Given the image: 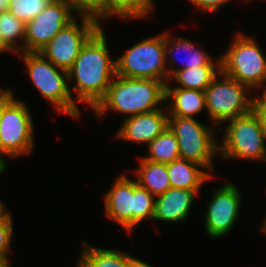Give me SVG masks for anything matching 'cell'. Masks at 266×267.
<instances>
[{
  "label": "cell",
  "mask_w": 266,
  "mask_h": 267,
  "mask_svg": "<svg viewBox=\"0 0 266 267\" xmlns=\"http://www.w3.org/2000/svg\"><path fill=\"white\" fill-rule=\"evenodd\" d=\"M104 27H100L83 45L68 70L69 87L77 93V101L94 109L105 97L116 74V60L110 57Z\"/></svg>",
  "instance_id": "6da1fadb"
},
{
  "label": "cell",
  "mask_w": 266,
  "mask_h": 267,
  "mask_svg": "<svg viewBox=\"0 0 266 267\" xmlns=\"http://www.w3.org/2000/svg\"><path fill=\"white\" fill-rule=\"evenodd\" d=\"M165 83L154 79L131 78L116 75L105 97L93 109L97 118L110 109L126 114V118L149 113L165 102Z\"/></svg>",
  "instance_id": "7a4b0ae2"
},
{
  "label": "cell",
  "mask_w": 266,
  "mask_h": 267,
  "mask_svg": "<svg viewBox=\"0 0 266 267\" xmlns=\"http://www.w3.org/2000/svg\"><path fill=\"white\" fill-rule=\"evenodd\" d=\"M104 199L106 216L128 233L141 221L153 220L155 196L125 174L116 178Z\"/></svg>",
  "instance_id": "3957f363"
},
{
  "label": "cell",
  "mask_w": 266,
  "mask_h": 267,
  "mask_svg": "<svg viewBox=\"0 0 266 267\" xmlns=\"http://www.w3.org/2000/svg\"><path fill=\"white\" fill-rule=\"evenodd\" d=\"M13 93L10 88H1L0 161L5 166L7 163L3 155L17 158L30 154L34 146V121L29 108L15 99Z\"/></svg>",
  "instance_id": "277c9868"
},
{
  "label": "cell",
  "mask_w": 266,
  "mask_h": 267,
  "mask_svg": "<svg viewBox=\"0 0 266 267\" xmlns=\"http://www.w3.org/2000/svg\"><path fill=\"white\" fill-rule=\"evenodd\" d=\"M29 78L37 87L43 98L55 106V110L69 115L71 118L80 117L77 101L69 89L68 71L56 67L40 52H21Z\"/></svg>",
  "instance_id": "5b68a950"
},
{
  "label": "cell",
  "mask_w": 266,
  "mask_h": 267,
  "mask_svg": "<svg viewBox=\"0 0 266 267\" xmlns=\"http://www.w3.org/2000/svg\"><path fill=\"white\" fill-rule=\"evenodd\" d=\"M237 34L229 49L221 56V72L252 88V91L254 88H263L266 83L264 50L251 36L240 32Z\"/></svg>",
  "instance_id": "8992f818"
},
{
  "label": "cell",
  "mask_w": 266,
  "mask_h": 267,
  "mask_svg": "<svg viewBox=\"0 0 266 267\" xmlns=\"http://www.w3.org/2000/svg\"><path fill=\"white\" fill-rule=\"evenodd\" d=\"M228 121L219 143L221 158L266 161V137L256 113L251 110Z\"/></svg>",
  "instance_id": "52a82bcc"
},
{
  "label": "cell",
  "mask_w": 266,
  "mask_h": 267,
  "mask_svg": "<svg viewBox=\"0 0 266 267\" xmlns=\"http://www.w3.org/2000/svg\"><path fill=\"white\" fill-rule=\"evenodd\" d=\"M168 127L178 140L180 159L195 162L211 174L213 157L219 152L215 127L204 125L195 117L178 116H168Z\"/></svg>",
  "instance_id": "ba28073f"
},
{
  "label": "cell",
  "mask_w": 266,
  "mask_h": 267,
  "mask_svg": "<svg viewBox=\"0 0 266 267\" xmlns=\"http://www.w3.org/2000/svg\"><path fill=\"white\" fill-rule=\"evenodd\" d=\"M116 74L123 77L154 79L167 84L165 32L145 38L128 48L116 59Z\"/></svg>",
  "instance_id": "9c48e42d"
},
{
  "label": "cell",
  "mask_w": 266,
  "mask_h": 267,
  "mask_svg": "<svg viewBox=\"0 0 266 267\" xmlns=\"http://www.w3.org/2000/svg\"><path fill=\"white\" fill-rule=\"evenodd\" d=\"M247 89L250 90L220 72L204 91L206 112L211 123L221 125L230 119L248 114L252 110L255 96L247 95Z\"/></svg>",
  "instance_id": "30bf717a"
},
{
  "label": "cell",
  "mask_w": 266,
  "mask_h": 267,
  "mask_svg": "<svg viewBox=\"0 0 266 267\" xmlns=\"http://www.w3.org/2000/svg\"><path fill=\"white\" fill-rule=\"evenodd\" d=\"M77 16L82 19L80 25L74 19L39 51L56 67L66 71L72 67L83 45L101 27V23L92 15Z\"/></svg>",
  "instance_id": "8fae6325"
},
{
  "label": "cell",
  "mask_w": 266,
  "mask_h": 267,
  "mask_svg": "<svg viewBox=\"0 0 266 267\" xmlns=\"http://www.w3.org/2000/svg\"><path fill=\"white\" fill-rule=\"evenodd\" d=\"M75 13L64 0H52L35 18L25 24L24 52H39L75 19Z\"/></svg>",
  "instance_id": "7c38bea8"
},
{
  "label": "cell",
  "mask_w": 266,
  "mask_h": 267,
  "mask_svg": "<svg viewBox=\"0 0 266 267\" xmlns=\"http://www.w3.org/2000/svg\"><path fill=\"white\" fill-rule=\"evenodd\" d=\"M205 215V229L211 238H222L238 220L241 194L235 184L225 182L214 189Z\"/></svg>",
  "instance_id": "4fadbf2b"
},
{
  "label": "cell",
  "mask_w": 266,
  "mask_h": 267,
  "mask_svg": "<svg viewBox=\"0 0 266 267\" xmlns=\"http://www.w3.org/2000/svg\"><path fill=\"white\" fill-rule=\"evenodd\" d=\"M167 109L127 117L115 137L138 144H148L168 126Z\"/></svg>",
  "instance_id": "5bb4252c"
},
{
  "label": "cell",
  "mask_w": 266,
  "mask_h": 267,
  "mask_svg": "<svg viewBox=\"0 0 266 267\" xmlns=\"http://www.w3.org/2000/svg\"><path fill=\"white\" fill-rule=\"evenodd\" d=\"M199 191L170 188L164 194L155 197L153 220L182 222L187 219L191 205Z\"/></svg>",
  "instance_id": "9a60e30c"
},
{
  "label": "cell",
  "mask_w": 266,
  "mask_h": 267,
  "mask_svg": "<svg viewBox=\"0 0 266 267\" xmlns=\"http://www.w3.org/2000/svg\"><path fill=\"white\" fill-rule=\"evenodd\" d=\"M175 52H185L186 59L183 60L182 68L172 67L176 63V59H168L171 56L175 57ZM170 56V57H169ZM177 57V56H176ZM185 58V57H184ZM165 60L168 69V81L169 78L180 69H188L198 66H221V57L219 56L216 62L204 51L196 48L192 41H188L182 37L171 38L167 32H165ZM170 60L169 63H167ZM182 60V59H181ZM215 62V63H214ZM171 65V66H170Z\"/></svg>",
  "instance_id": "2e32d148"
},
{
  "label": "cell",
  "mask_w": 266,
  "mask_h": 267,
  "mask_svg": "<svg viewBox=\"0 0 266 267\" xmlns=\"http://www.w3.org/2000/svg\"><path fill=\"white\" fill-rule=\"evenodd\" d=\"M170 84L165 85V101L173 99L167 106L168 116L189 117L200 113L202 109H206L205 92L185 89L179 87H171Z\"/></svg>",
  "instance_id": "e0dca14e"
},
{
  "label": "cell",
  "mask_w": 266,
  "mask_h": 267,
  "mask_svg": "<svg viewBox=\"0 0 266 267\" xmlns=\"http://www.w3.org/2000/svg\"><path fill=\"white\" fill-rule=\"evenodd\" d=\"M203 166L185 159H177L167 163V171L171 188L200 191L204 182L212 177Z\"/></svg>",
  "instance_id": "ac0fdd59"
},
{
  "label": "cell",
  "mask_w": 266,
  "mask_h": 267,
  "mask_svg": "<svg viewBox=\"0 0 266 267\" xmlns=\"http://www.w3.org/2000/svg\"><path fill=\"white\" fill-rule=\"evenodd\" d=\"M139 168L134 173L137 183L155 197L167 192L171 186L167 164L156 163L141 157Z\"/></svg>",
  "instance_id": "d6986e66"
},
{
  "label": "cell",
  "mask_w": 266,
  "mask_h": 267,
  "mask_svg": "<svg viewBox=\"0 0 266 267\" xmlns=\"http://www.w3.org/2000/svg\"><path fill=\"white\" fill-rule=\"evenodd\" d=\"M153 6L152 0H101V19L113 16L142 19L148 17Z\"/></svg>",
  "instance_id": "ffe728a7"
},
{
  "label": "cell",
  "mask_w": 266,
  "mask_h": 267,
  "mask_svg": "<svg viewBox=\"0 0 266 267\" xmlns=\"http://www.w3.org/2000/svg\"><path fill=\"white\" fill-rule=\"evenodd\" d=\"M83 244L80 260L87 267H130L132 256L125 252Z\"/></svg>",
  "instance_id": "44dd1931"
},
{
  "label": "cell",
  "mask_w": 266,
  "mask_h": 267,
  "mask_svg": "<svg viewBox=\"0 0 266 267\" xmlns=\"http://www.w3.org/2000/svg\"><path fill=\"white\" fill-rule=\"evenodd\" d=\"M221 72V66H198L177 70L170 80L177 81L179 88L205 91L214 78Z\"/></svg>",
  "instance_id": "7402d4cb"
},
{
  "label": "cell",
  "mask_w": 266,
  "mask_h": 267,
  "mask_svg": "<svg viewBox=\"0 0 266 267\" xmlns=\"http://www.w3.org/2000/svg\"><path fill=\"white\" fill-rule=\"evenodd\" d=\"M147 146L149 156L143 158L151 162L167 164L180 159L178 140L168 126Z\"/></svg>",
  "instance_id": "603a6c76"
},
{
  "label": "cell",
  "mask_w": 266,
  "mask_h": 267,
  "mask_svg": "<svg viewBox=\"0 0 266 267\" xmlns=\"http://www.w3.org/2000/svg\"><path fill=\"white\" fill-rule=\"evenodd\" d=\"M0 32L5 44L14 54L24 52L25 23L16 18L10 11L0 13ZM19 39H22L23 46L19 45Z\"/></svg>",
  "instance_id": "cb8c5ba5"
},
{
  "label": "cell",
  "mask_w": 266,
  "mask_h": 267,
  "mask_svg": "<svg viewBox=\"0 0 266 267\" xmlns=\"http://www.w3.org/2000/svg\"><path fill=\"white\" fill-rule=\"evenodd\" d=\"M52 0H10L9 11L23 23L35 18Z\"/></svg>",
  "instance_id": "d4e9b609"
},
{
  "label": "cell",
  "mask_w": 266,
  "mask_h": 267,
  "mask_svg": "<svg viewBox=\"0 0 266 267\" xmlns=\"http://www.w3.org/2000/svg\"><path fill=\"white\" fill-rule=\"evenodd\" d=\"M10 211L7 209L0 216V260H9L10 244L13 237V223Z\"/></svg>",
  "instance_id": "484cf974"
},
{
  "label": "cell",
  "mask_w": 266,
  "mask_h": 267,
  "mask_svg": "<svg viewBox=\"0 0 266 267\" xmlns=\"http://www.w3.org/2000/svg\"><path fill=\"white\" fill-rule=\"evenodd\" d=\"M78 14H88L95 17L99 22L101 18V0H64Z\"/></svg>",
  "instance_id": "4316f807"
},
{
  "label": "cell",
  "mask_w": 266,
  "mask_h": 267,
  "mask_svg": "<svg viewBox=\"0 0 266 267\" xmlns=\"http://www.w3.org/2000/svg\"><path fill=\"white\" fill-rule=\"evenodd\" d=\"M192 3L193 6H195L198 9L201 10H208V12H215L218 10V8L223 7L227 2L230 0H188Z\"/></svg>",
  "instance_id": "83f0119b"
},
{
  "label": "cell",
  "mask_w": 266,
  "mask_h": 267,
  "mask_svg": "<svg viewBox=\"0 0 266 267\" xmlns=\"http://www.w3.org/2000/svg\"><path fill=\"white\" fill-rule=\"evenodd\" d=\"M252 110L256 113L266 137V104H264L257 96H255Z\"/></svg>",
  "instance_id": "f1b7e54d"
},
{
  "label": "cell",
  "mask_w": 266,
  "mask_h": 267,
  "mask_svg": "<svg viewBox=\"0 0 266 267\" xmlns=\"http://www.w3.org/2000/svg\"><path fill=\"white\" fill-rule=\"evenodd\" d=\"M130 267H152V266L140 259L132 257Z\"/></svg>",
  "instance_id": "f546056e"
},
{
  "label": "cell",
  "mask_w": 266,
  "mask_h": 267,
  "mask_svg": "<svg viewBox=\"0 0 266 267\" xmlns=\"http://www.w3.org/2000/svg\"><path fill=\"white\" fill-rule=\"evenodd\" d=\"M8 51L12 52V50L5 44L2 34L0 32V53L8 52Z\"/></svg>",
  "instance_id": "4dcf8cb0"
},
{
  "label": "cell",
  "mask_w": 266,
  "mask_h": 267,
  "mask_svg": "<svg viewBox=\"0 0 266 267\" xmlns=\"http://www.w3.org/2000/svg\"><path fill=\"white\" fill-rule=\"evenodd\" d=\"M10 0H0V13L9 11Z\"/></svg>",
  "instance_id": "1f68e13d"
},
{
  "label": "cell",
  "mask_w": 266,
  "mask_h": 267,
  "mask_svg": "<svg viewBox=\"0 0 266 267\" xmlns=\"http://www.w3.org/2000/svg\"><path fill=\"white\" fill-rule=\"evenodd\" d=\"M264 91L262 93V97H258L264 104H266V83L263 85Z\"/></svg>",
  "instance_id": "d6a6232c"
},
{
  "label": "cell",
  "mask_w": 266,
  "mask_h": 267,
  "mask_svg": "<svg viewBox=\"0 0 266 267\" xmlns=\"http://www.w3.org/2000/svg\"><path fill=\"white\" fill-rule=\"evenodd\" d=\"M0 267H11L9 260H0Z\"/></svg>",
  "instance_id": "836d02e7"
},
{
  "label": "cell",
  "mask_w": 266,
  "mask_h": 267,
  "mask_svg": "<svg viewBox=\"0 0 266 267\" xmlns=\"http://www.w3.org/2000/svg\"><path fill=\"white\" fill-rule=\"evenodd\" d=\"M6 211L5 205L0 200V216Z\"/></svg>",
  "instance_id": "e575fe53"
},
{
  "label": "cell",
  "mask_w": 266,
  "mask_h": 267,
  "mask_svg": "<svg viewBox=\"0 0 266 267\" xmlns=\"http://www.w3.org/2000/svg\"><path fill=\"white\" fill-rule=\"evenodd\" d=\"M6 170V166L0 161V174Z\"/></svg>",
  "instance_id": "d590c367"
},
{
  "label": "cell",
  "mask_w": 266,
  "mask_h": 267,
  "mask_svg": "<svg viewBox=\"0 0 266 267\" xmlns=\"http://www.w3.org/2000/svg\"><path fill=\"white\" fill-rule=\"evenodd\" d=\"M262 223H263V225H261L262 226L261 229L263 230L264 234H266V218H265V221Z\"/></svg>",
  "instance_id": "8d00e7d4"
},
{
  "label": "cell",
  "mask_w": 266,
  "mask_h": 267,
  "mask_svg": "<svg viewBox=\"0 0 266 267\" xmlns=\"http://www.w3.org/2000/svg\"><path fill=\"white\" fill-rule=\"evenodd\" d=\"M76 267H87L81 260L78 261V264L75 265Z\"/></svg>",
  "instance_id": "74e56055"
},
{
  "label": "cell",
  "mask_w": 266,
  "mask_h": 267,
  "mask_svg": "<svg viewBox=\"0 0 266 267\" xmlns=\"http://www.w3.org/2000/svg\"><path fill=\"white\" fill-rule=\"evenodd\" d=\"M0 116H1V89H0Z\"/></svg>",
  "instance_id": "f35d334b"
}]
</instances>
